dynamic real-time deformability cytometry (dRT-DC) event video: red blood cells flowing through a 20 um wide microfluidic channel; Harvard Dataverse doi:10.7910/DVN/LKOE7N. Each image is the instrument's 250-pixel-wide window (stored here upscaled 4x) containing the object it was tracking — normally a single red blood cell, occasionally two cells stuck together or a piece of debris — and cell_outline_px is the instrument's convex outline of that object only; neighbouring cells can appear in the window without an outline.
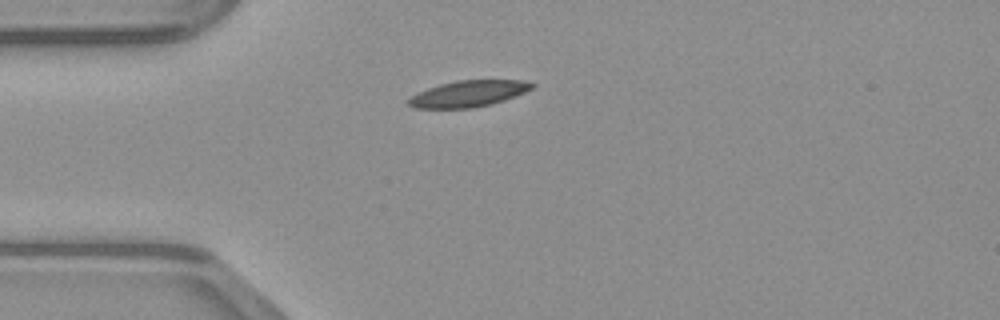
{"species": "common noctule bat (a hibernating species)", "species_latin": "Nyctalus noctula", "temperature_condition": "warm", "stored_images_in_passage": 37, "camera_frame_rate_fps": 3000, "um_per_image_px": 0.085, "animal": {"sex": "male", "body_mass_g": 23.1, "forearm_length_mm": 52.7}, "frame": {"image": 1, "passage_image": 1, "time_ms": 0.0, "image_size_px": [1000, 320], "cell_outline_px": [[536, 84], [532, 88], [524, 92], [504, 100], [492, 104], [472, 108], [412, 108], [404, 100], [428, 88], [440, 84], [456, 80], [524, 80]], "centroid_in_image_um": [39.79, 7.96], "position_along_channel_um": 45.2, "area_um2": 18.9}}
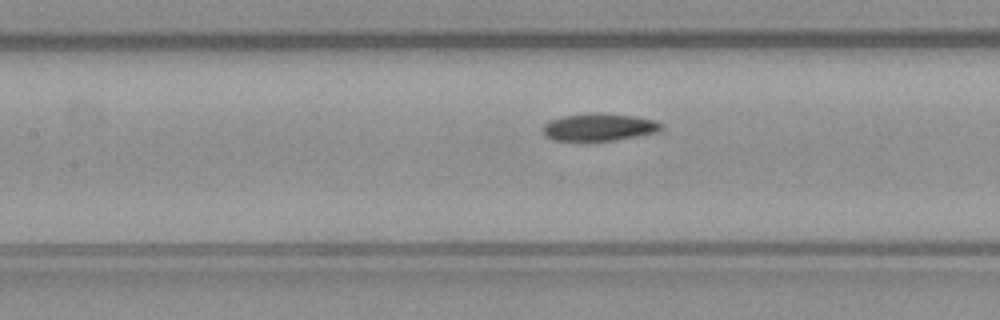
{"frame": {"image": 2, "passage_image": 10, "time_ms": 3.0, "image_size_px": [1000, 320], "cell_outline_px": [[664, 128], [656, 132], [616, 140], [552, 140], [544, 136], [544, 124], [548, 120], [564, 116], [596, 112], [600, 112], [636, 116], [656, 120], [664, 124]], "centroid_in_image_um": [50.95, 10.79], "position_along_channel_um": 156.4, "area_um2": 19.02}}
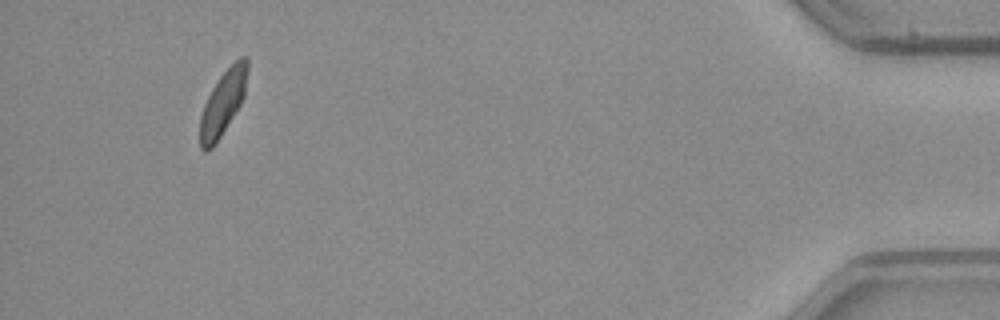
{"frame": {"image": 3, "passage_image": 34, "time_ms": 11.0, "image_size_px": [1000, 320], "cell_outline_px": [[248, 72], [244, 96], [240, 104], [216, 144], [208, 152], [204, 152], [200, 148], [200, 116], [204, 104], [212, 88], [220, 76], [240, 56], [248, 56]], "centroid_in_image_um": [18.95, 8.76], "position_along_channel_um": 416.3, "area_um2": 17.86}}